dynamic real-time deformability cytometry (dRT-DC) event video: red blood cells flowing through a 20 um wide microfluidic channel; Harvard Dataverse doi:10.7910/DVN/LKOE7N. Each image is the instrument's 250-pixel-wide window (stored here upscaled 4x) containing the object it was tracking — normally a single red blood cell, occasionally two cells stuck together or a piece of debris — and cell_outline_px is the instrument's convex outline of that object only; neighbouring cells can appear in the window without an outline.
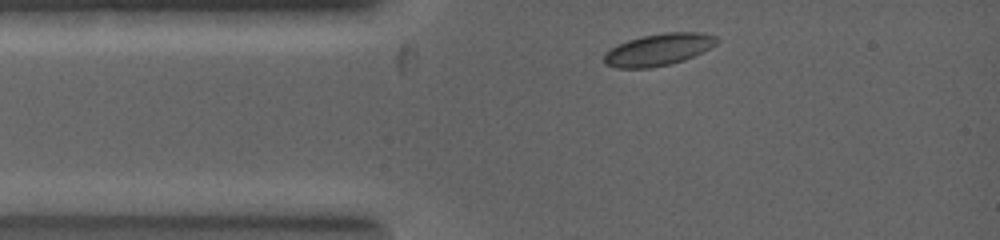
{"species": "common noctule bat (a hibernating species)", "species_latin": "Nyctalus noctula", "temperature_condition": "warm", "stored_images_in_passage": 2, "camera_frame_rate_fps": 5000, "um_per_image_px": 0.085, "animal": {"sex": "female", "body_mass_g": 19.0, "forearm_length_mm": 53.3}, "frame": {"image": 1, "passage_image": 1, "time_ms": 0.0, "image_size_px": [1000, 240], "cell_outline_px": [[716, 44], [692, 56], [668, 64], [648, 68], [616, 68], [604, 64], [604, 52], [628, 40], [644, 36], [664, 32], [700, 32], [716, 36]], "centroid_in_image_um": [55.92, 4.21], "position_along_channel_um": 29.1, "area_um2": 20.52}}